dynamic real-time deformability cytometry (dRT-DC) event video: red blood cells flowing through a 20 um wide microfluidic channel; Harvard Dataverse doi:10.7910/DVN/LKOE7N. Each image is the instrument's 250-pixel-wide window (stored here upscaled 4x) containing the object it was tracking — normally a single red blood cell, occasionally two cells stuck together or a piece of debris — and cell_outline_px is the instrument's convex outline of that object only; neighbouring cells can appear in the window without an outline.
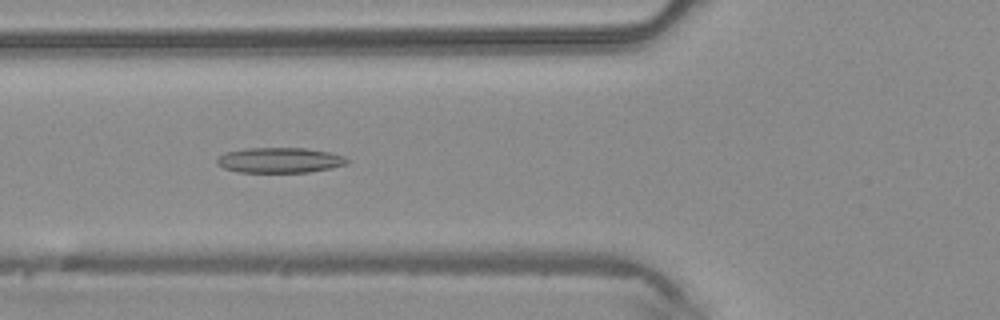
{"species": "common noctule bat (a hibernating species)", "species_latin": "Nyctalus noctula", "temperature_condition": "warm", "stored_images_in_passage": 45, "camera_frame_rate_fps": 3000, "um_per_image_px": 0.085, "animal": {"sex": "male", "body_mass_g": 20.4}, "frame": {"image": 1, "passage_image": 17, "time_ms": 5.333, "image_size_px": [1000, 320], "cell_outline_px": [[348, 164], [332, 168], [308, 172], [236, 172], [224, 168], [216, 164], [216, 160], [224, 152], [244, 148], [308, 148], [332, 152], [344, 156], [348, 160]], "centroid_in_image_um": [23.78, 13.61], "position_along_channel_um": 102.0, "area_um2": 19.42}}
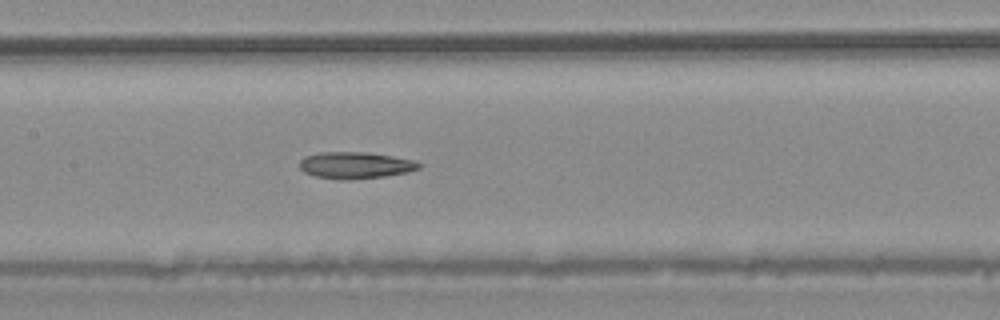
{"frame": {"image": 2, "passage_image": 22, "time_ms": 7.0, "image_size_px": [1000, 320], "cell_outline_px": [[424, 164], [420, 168], [408, 172], [384, 176], [348, 180], [340, 180], [316, 176], [304, 172], [300, 168], [300, 160], [304, 156], [320, 152], [368, 152], [392, 156], [412, 160]], "centroid_in_image_um": [30.21, 14.04], "position_along_channel_um": 177.2, "area_um2": 18.61}}
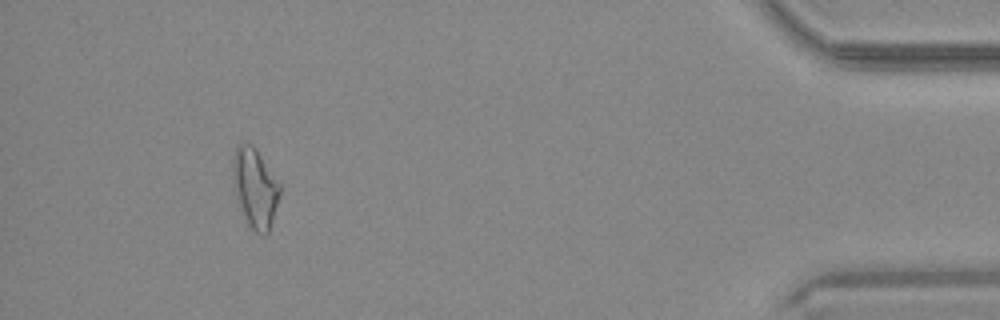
{"frame": {"image": 3, "passage_image": 42, "time_ms": 13.667, "image_size_px": [1000, 320], "cell_outline_px": [[280, 192], [272, 220], [268, 232], [264, 236], [256, 232], [248, 224], [240, 208], [232, 168], [232, 160], [236, 148], [240, 144], [252, 144], [256, 148], [280, 184]], "centroid_in_image_um": [21.69, 15.96], "position_along_channel_um": 413.5, "area_um2": 21.1}}